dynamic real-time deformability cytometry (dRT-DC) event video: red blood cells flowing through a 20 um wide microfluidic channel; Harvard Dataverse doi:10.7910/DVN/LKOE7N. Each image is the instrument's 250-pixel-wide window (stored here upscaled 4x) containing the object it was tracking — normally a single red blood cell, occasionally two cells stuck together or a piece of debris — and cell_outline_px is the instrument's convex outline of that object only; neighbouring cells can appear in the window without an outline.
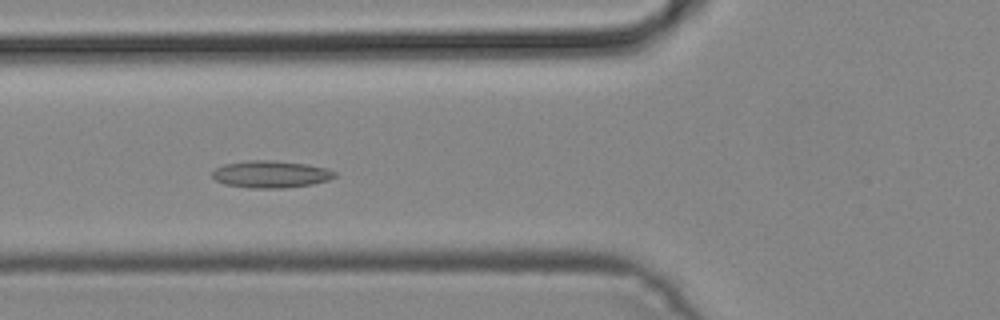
{"species": "common noctule bat (a hibernating species)", "species_latin": "Nyctalus noctula", "temperature_condition": "cold", "stored_images_in_passage": 48, "camera_frame_rate_fps": 3000, "um_per_image_px": 0.085, "animal": {"sex": "male", "body_mass_g": 19.2, "forearm_length_mm": 51.8}, "frame": {"image": 1, "passage_image": 18, "time_ms": 5.667, "image_size_px": [1000, 320], "cell_outline_px": [[336, 176], [328, 180], [312, 184], [284, 188], [248, 188], [224, 184], [216, 180], [212, 176], [212, 172], [216, 168], [224, 164], [248, 160], [276, 160], [308, 164], [324, 168], [336, 172]], "centroid_in_image_um": [23.0, 14.8], "position_along_channel_um": 102.8, "area_um2": 19.42}}
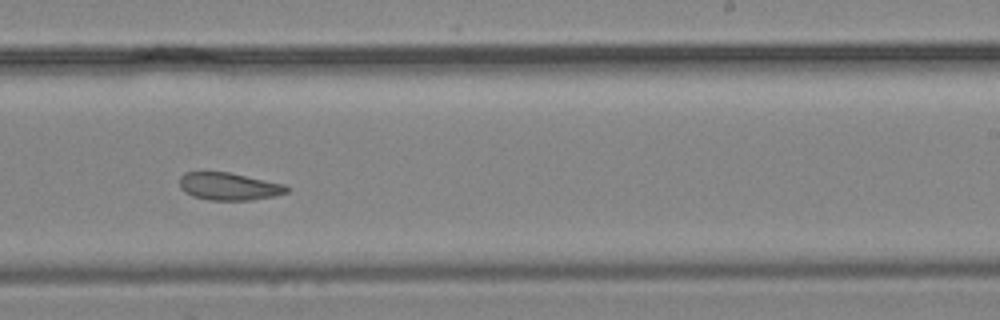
{"frame": {"image": 2, "passage_image": 30, "time_ms": 9.667, "image_size_px": [1000, 320], "cell_outline_px": [[288, 192], [272, 196], [252, 200], [208, 200], [192, 196], [184, 192], [180, 188], [180, 176], [184, 172], [228, 172], [284, 184], [288, 188]], "centroid_in_image_um": [19.41, 15.85], "position_along_channel_um": 269.6, "area_um2": 17.11}}
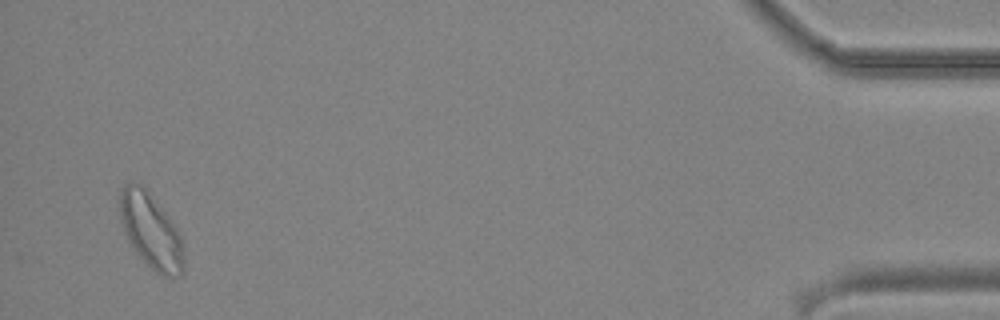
{"frame": {"image": 3, "passage_image": 47, "time_ms": 15.333, "image_size_px": [1000, 320], "cell_outline_px": [[184, 272], [180, 276], [164, 276], [156, 272], [136, 252], [124, 228], [120, 212], [120, 192], [124, 184], [140, 184], [144, 188], [168, 216], [176, 228], [180, 236], [184, 260]], "centroid_in_image_um": [12.86, 19.66], "position_along_channel_um": 422.3, "area_um2": 26.88}}